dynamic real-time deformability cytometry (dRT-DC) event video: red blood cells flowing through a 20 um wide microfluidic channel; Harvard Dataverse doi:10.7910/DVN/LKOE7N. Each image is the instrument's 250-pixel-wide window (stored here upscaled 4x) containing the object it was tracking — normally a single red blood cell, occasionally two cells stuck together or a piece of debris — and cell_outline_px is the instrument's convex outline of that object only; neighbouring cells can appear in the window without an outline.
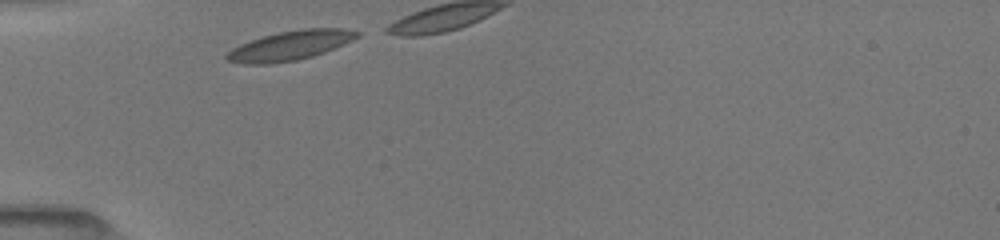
{"species": "common noctule bat (a hibernating species)", "species_latin": "Nyctalus noctula", "temperature_condition": "room temperature", "stored_images_in_passage": 7, "camera_frame_rate_fps": 3000, "um_per_image_px": 0.085, "animal": {"sex": "female", "body_mass_g": 19.5, "forearm_length_mm": 54.1}, "frame": {"image": 1, "passage_image": 1, "time_ms": 0.0, "image_size_px": [1000, 240], "cell_outline_px": [[360, 36], [344, 44], [324, 52], [312, 56], [296, 60], [268, 64], [240, 64], [228, 60], [224, 56], [232, 48], [240, 44], [260, 36], [300, 28], [344, 28], [360, 32]], "centroid_in_image_um": [24.65, 3.86], "position_along_channel_um": 60.4, "area_um2": 22.43}}